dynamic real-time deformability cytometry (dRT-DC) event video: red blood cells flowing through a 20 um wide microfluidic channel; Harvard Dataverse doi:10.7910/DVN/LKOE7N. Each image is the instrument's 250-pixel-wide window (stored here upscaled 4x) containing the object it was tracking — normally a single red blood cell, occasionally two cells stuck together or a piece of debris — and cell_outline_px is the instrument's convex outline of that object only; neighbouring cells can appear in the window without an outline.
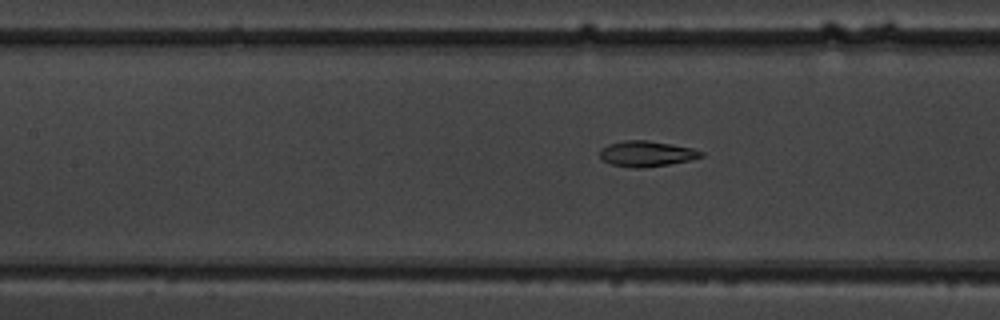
{"species": "common noctule bat (a hibernating species)", "species_latin": "Nyctalus noctula", "temperature_condition": "warm", "stored_images_in_passage": 8, "segment_of_instrument_passage": [2, 2], "camera_frame_rate_fps": 3000, "um_per_image_px": 0.085, "animal": {"sex": "male", "body_mass_g": 19.5, "forearm_length_mm": 54.6}, "frame": {"image": 1, "passage_image": 8, "time_ms": 8.333, "image_size_px": [1000, 320], "cell_outline_px": [[704, 156], [688, 160], [668, 164], [640, 168], [632, 168], [612, 164], [600, 160], [600, 148], [608, 144], [624, 140], [648, 140], [672, 144], [692, 148], [704, 152]], "centroid_in_image_um": [54.92, 13.06], "position_along_channel_um": 152.5, "area_um2": 15.14}}